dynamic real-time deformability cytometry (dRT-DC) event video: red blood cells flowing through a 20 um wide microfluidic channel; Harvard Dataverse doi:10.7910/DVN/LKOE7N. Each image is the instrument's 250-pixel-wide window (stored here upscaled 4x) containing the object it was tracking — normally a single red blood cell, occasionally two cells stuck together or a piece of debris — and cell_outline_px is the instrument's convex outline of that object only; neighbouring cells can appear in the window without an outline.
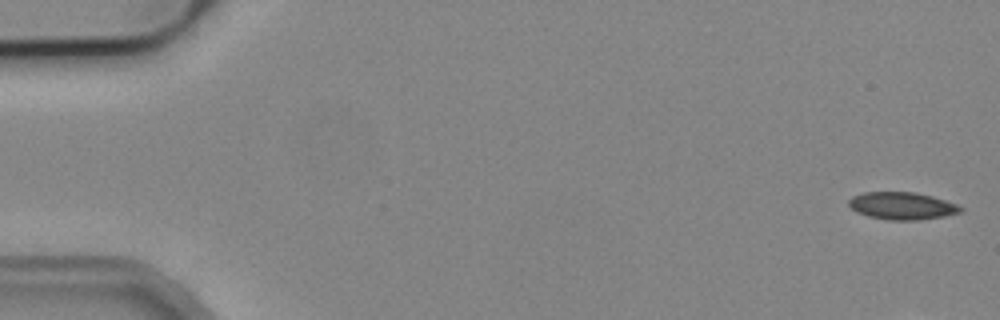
{"species": "common noctule bat (a hibernating species)", "species_latin": "Nyctalus noctula", "temperature_condition": "cold", "stored_images_in_passage": 11, "camera_frame_rate_fps": 3000, "um_per_image_px": 0.085, "animal": {"sex": "male", "body_mass_g": 19.2, "forearm_length_mm": 51.8}, "frame": {"image": 1, "passage_image": 1, "time_ms": 0.0, "image_size_px": [1000, 320], "cell_outline_px": [[964, 208], [960, 212], [944, 216], [916, 220], [888, 220], [868, 216], [856, 212], [848, 204], [848, 200], [852, 196], [864, 192], [916, 192], [932, 196], [956, 204]], "centroid_in_image_um": [76.65, 17.49], "position_along_channel_um": 8.4, "area_um2": 17.8}}